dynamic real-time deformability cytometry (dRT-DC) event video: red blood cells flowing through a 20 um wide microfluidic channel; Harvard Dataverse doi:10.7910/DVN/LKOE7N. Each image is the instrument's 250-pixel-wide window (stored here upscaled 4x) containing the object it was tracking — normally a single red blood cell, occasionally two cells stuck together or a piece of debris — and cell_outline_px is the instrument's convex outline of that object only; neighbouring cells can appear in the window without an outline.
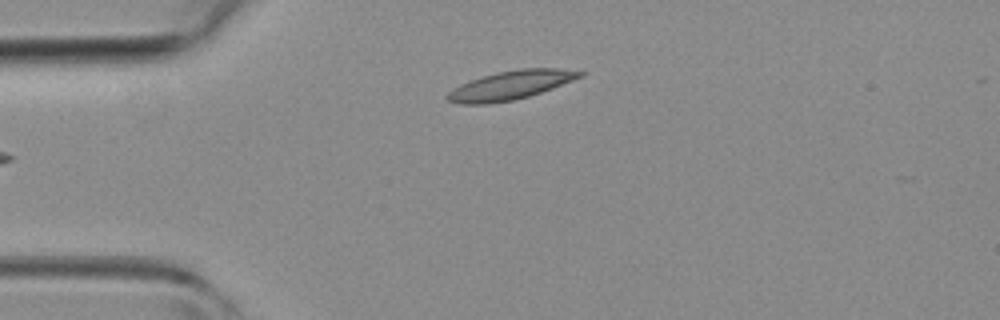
{"species": "common noctule bat (a hibernating species)", "species_latin": "Nyctalus noctula", "temperature_condition": "room temperature", "stored_images_in_passage": 5, "camera_frame_rate_fps": 3000, "um_per_image_px": 0.085, "animal": {"sex": "female", "body_mass_g": 19.3, "forearm_length_mm": 54.1}, "frame": {"image": 1, "passage_image": 5, "time_ms": 4.667, "image_size_px": [1000, 320], "cell_outline_px": [[588, 72], [584, 76], [552, 88], [528, 96], [512, 100], [488, 104], [460, 104], [448, 100], [444, 96], [452, 88], [460, 84], [496, 72], [520, 68], [556, 68]], "centroid_in_image_um": [43.4, 7.23], "position_along_channel_um": 41.6, "area_um2": 22.2}}